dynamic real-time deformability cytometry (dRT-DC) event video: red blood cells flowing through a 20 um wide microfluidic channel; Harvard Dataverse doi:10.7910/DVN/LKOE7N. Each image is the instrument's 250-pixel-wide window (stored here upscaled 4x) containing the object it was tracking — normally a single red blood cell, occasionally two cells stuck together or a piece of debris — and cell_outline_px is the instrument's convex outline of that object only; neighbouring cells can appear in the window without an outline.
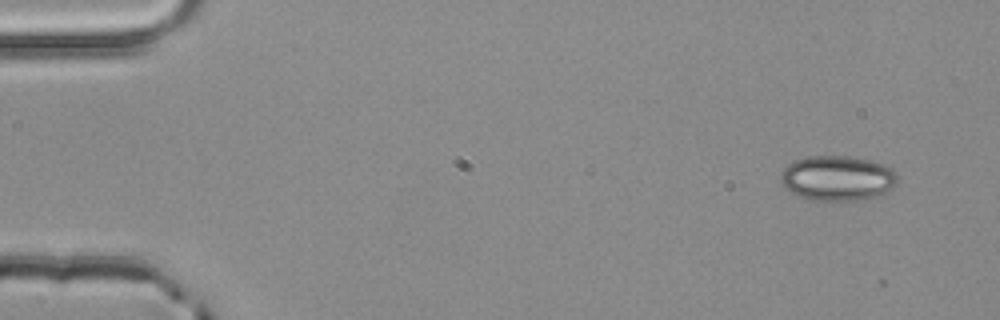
{"species": "common noctule bat (a hibernating species)", "species_latin": "Nyctalus noctula", "temperature_condition": "room temperature", "stored_images_in_passage": 3, "camera_frame_rate_fps": 3000, "um_per_image_px": 0.085, "animal": {"sex": "male", "body_mass_g": 20.4}, "frame": {"image": 1, "passage_image": 1, "time_ms": 0.0, "image_size_px": [1000, 320], "cell_outline_px": [[900, 180], [892, 188], [876, 196], [856, 200], [808, 200], [784, 188], [780, 180], [780, 172], [792, 160], [808, 156], [848, 156], [872, 160], [884, 164], [892, 168], [900, 176]], "centroid_in_image_um": [71.19, 15.13], "position_along_channel_um": 13.8, "area_um2": 31.04}}